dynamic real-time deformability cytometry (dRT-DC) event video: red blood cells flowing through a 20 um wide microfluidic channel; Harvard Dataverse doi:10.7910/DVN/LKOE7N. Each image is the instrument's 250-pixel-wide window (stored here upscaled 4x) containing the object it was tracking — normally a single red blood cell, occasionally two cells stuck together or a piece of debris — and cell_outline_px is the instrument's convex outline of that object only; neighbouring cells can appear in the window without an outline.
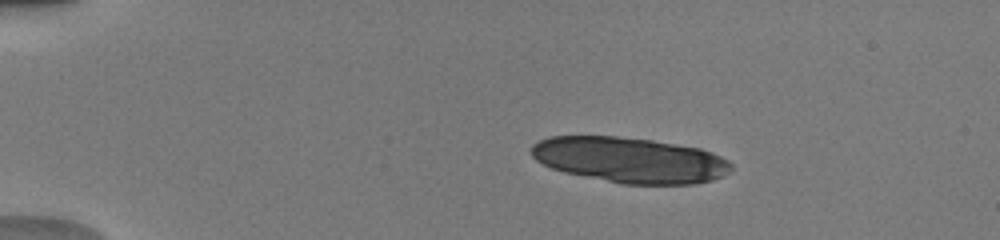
{"species": "human", "species_latin": "Homo sapiens", "temperature_condition": "warm", "stored_images_in_passage": 19, "camera_frame_rate_fps": 3000, "um_per_image_px": 0.085, "donor": {"sex": "male"}, "frame": {"image": 1, "passage_image": 1, "time_ms": 0.0, "image_size_px": [1000, 240], "cell_outline_px": [[732, 168], [724, 176], [712, 180], [696, 184], [624, 184], [564, 172], [552, 168], [536, 160], [532, 156], [532, 144], [548, 136], [616, 136], [652, 140], [700, 148], [712, 152], [728, 160], [732, 164]], "centroid_in_image_um": [53.56, 13.59], "position_along_channel_um": 31.4, "area_um2": 53.0}}
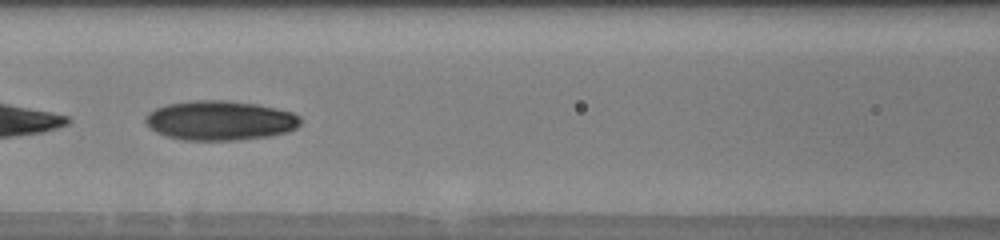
{"frame": {"image": 2, "passage_image": 16, "time_ms": 5.0, "image_size_px": [1000, 240], "cell_outline_px": [[300, 124], [296, 128], [288, 132], [268, 136], [236, 140], [184, 140], [168, 136], [156, 132], [144, 120], [144, 116], [148, 112], [156, 108], [168, 104], [192, 100], [228, 100], [256, 104], [276, 108], [292, 112], [300, 116]], "centroid_in_image_um": [18.71, 10.23], "position_along_channel_um": 147.9, "area_um2": 35.72}}